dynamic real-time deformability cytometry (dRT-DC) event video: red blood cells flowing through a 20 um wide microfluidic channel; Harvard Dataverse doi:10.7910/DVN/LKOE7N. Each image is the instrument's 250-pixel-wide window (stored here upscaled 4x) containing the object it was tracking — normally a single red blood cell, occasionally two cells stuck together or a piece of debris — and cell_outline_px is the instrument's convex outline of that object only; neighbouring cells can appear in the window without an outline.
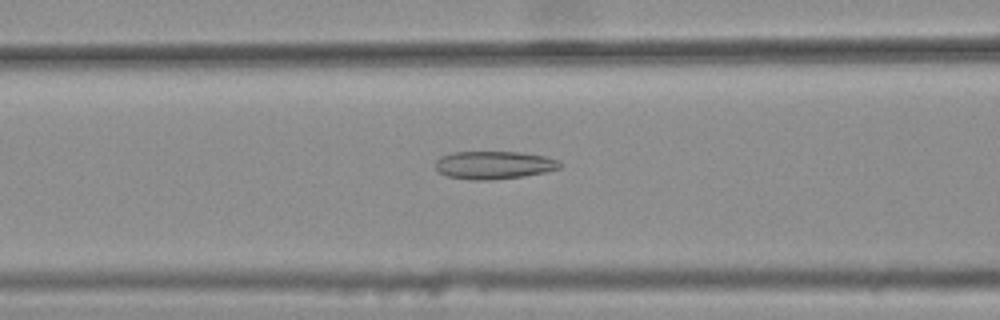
{"species": "common noctule bat (a hibernating species)", "species_latin": "Nyctalus noctula", "temperature_condition": "warm", "stored_images_in_passage": 46, "camera_frame_rate_fps": 3000, "um_per_image_px": 0.085, "animal": {"sex": "female", "body_mass_g": 25.1}, "frame": {"image": 1, "passage_image": 21, "time_ms": 6.667, "image_size_px": [1000, 320], "cell_outline_px": [[560, 168], [544, 172], [524, 176], [488, 180], [476, 180], [448, 176], [440, 172], [436, 168], [436, 160], [440, 156], [452, 152], [524, 152], [544, 156], [560, 160]], "centroid_in_image_um": [42.0, 14.02], "position_along_channel_um": 124.6, "area_um2": 20.17}}
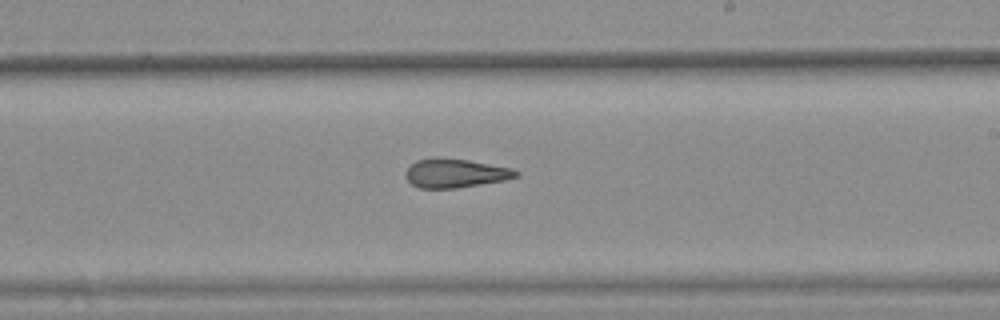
{"frame": {"image": 2, "passage_image": 31, "time_ms": 10.0, "image_size_px": [1000, 320], "cell_outline_px": [[520, 176], [504, 180], [456, 188], [420, 188], [412, 184], [404, 176], [404, 172], [416, 160], [436, 156], [440, 156], [468, 160], [512, 168], [520, 172]], "centroid_in_image_um": [38.69, 14.7], "position_along_channel_um": 250.3, "area_um2": 18.79}}
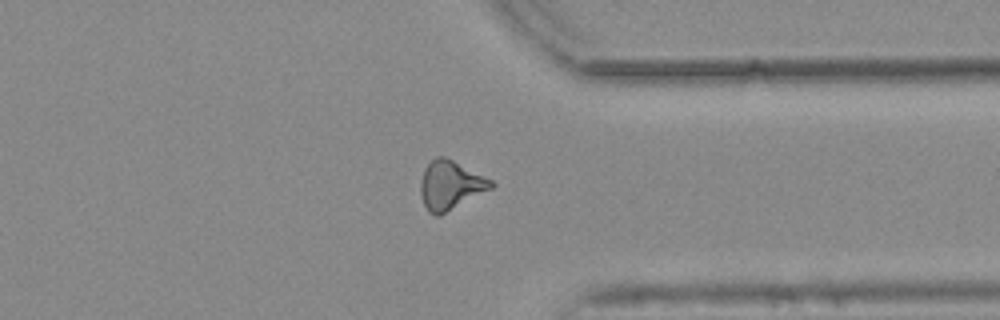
{"frame": {"image": 3, "passage_image": 41, "time_ms": 13.333, "image_size_px": [1000, 320], "cell_outline_px": [[496, 184], [492, 188], [440, 216], [436, 216], [428, 212], [424, 204], [420, 192], [420, 184], [424, 168], [436, 156], [444, 156], [492, 180]], "centroid_in_image_um": [38.27, 15.76], "position_along_channel_um": 373.1, "area_um2": 19.94}, "authors_computed_cell_mechanics": {"area_um2": 19.9121, "velocity_mm_per_s": 3.7793, "shape_relaxation_time_tau1_ms": null, "shape_relaxation_time_tau2_ms": 3.6065, "deformation_change_tau1": null, "deformation_change_tau2": 0.137}}